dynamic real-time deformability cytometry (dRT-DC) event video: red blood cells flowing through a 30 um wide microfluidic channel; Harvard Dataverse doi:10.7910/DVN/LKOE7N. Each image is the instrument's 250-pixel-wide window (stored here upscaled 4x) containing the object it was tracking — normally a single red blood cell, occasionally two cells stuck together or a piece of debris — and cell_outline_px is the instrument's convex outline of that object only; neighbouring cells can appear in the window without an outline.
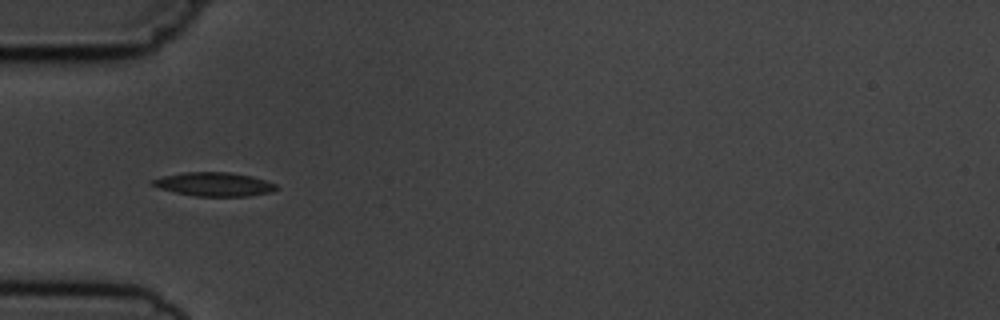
{"species": "common noctule bat (a hibernating species)", "species_latin": "Nyctalus noctula", "temperature_condition": "cold", "stored_images_in_passage": 6, "camera_frame_rate_fps": 3000, "um_per_image_px": 0.085, "animal": {"sex": "male", "body_mass_g": 19.5, "forearm_length_mm": 54.6}, "frame": {"image": 1, "passage_image": 4, "time_ms": 3.667, "image_size_px": [1000, 320], "cell_outline_px": [[280, 188], [272, 192], [248, 196], [196, 196], [176, 192], [160, 188], [148, 184], [152, 180], [164, 176], [184, 172], [228, 172], [252, 176], [276, 184]], "centroid_in_image_um": [18.22, 15.66], "position_along_channel_um": 66.8, "area_um2": 17.11}}
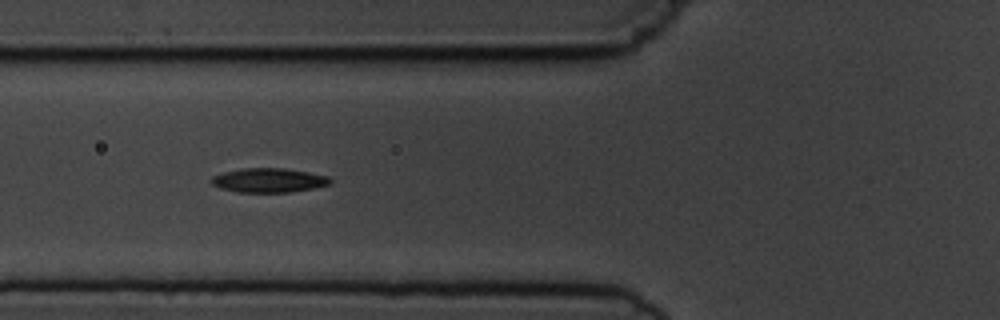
{"frame": {"image": 2, "passage_image": 5, "time_ms": 4.667, "image_size_px": [1000, 320], "cell_outline_px": [[332, 184], [312, 188], [288, 192], [236, 192], [220, 188], [212, 184], [212, 176], [224, 172], [240, 168], [284, 168], [308, 172], [328, 176], [332, 180]], "centroid_in_image_um": [22.85, 15.32], "position_along_channel_um": 103.0, "area_um2": 16.76}}
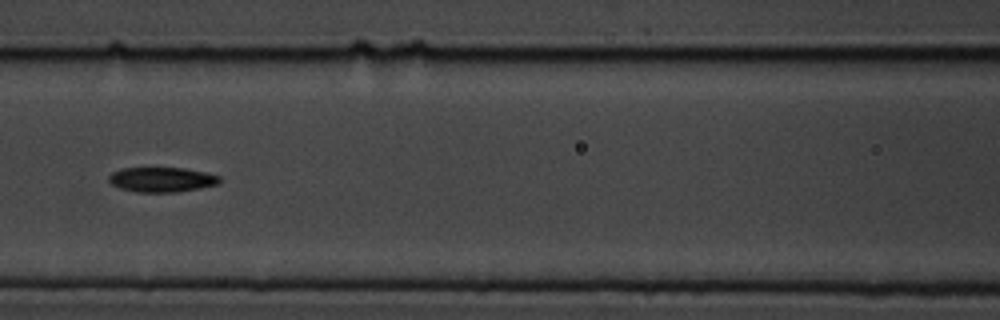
{"frame": {"image": 3, "passage_image": 6, "time_ms": 6.0, "image_size_px": [1000, 320], "cell_outline_px": [[220, 184], [200, 188], [176, 192], [136, 192], [120, 188], [112, 184], [108, 180], [108, 176], [112, 172], [124, 168], [184, 168], [204, 172], [220, 176]], "centroid_in_image_um": [13.75, 15.27], "position_along_channel_um": 152.8, "area_um2": 16.01}}